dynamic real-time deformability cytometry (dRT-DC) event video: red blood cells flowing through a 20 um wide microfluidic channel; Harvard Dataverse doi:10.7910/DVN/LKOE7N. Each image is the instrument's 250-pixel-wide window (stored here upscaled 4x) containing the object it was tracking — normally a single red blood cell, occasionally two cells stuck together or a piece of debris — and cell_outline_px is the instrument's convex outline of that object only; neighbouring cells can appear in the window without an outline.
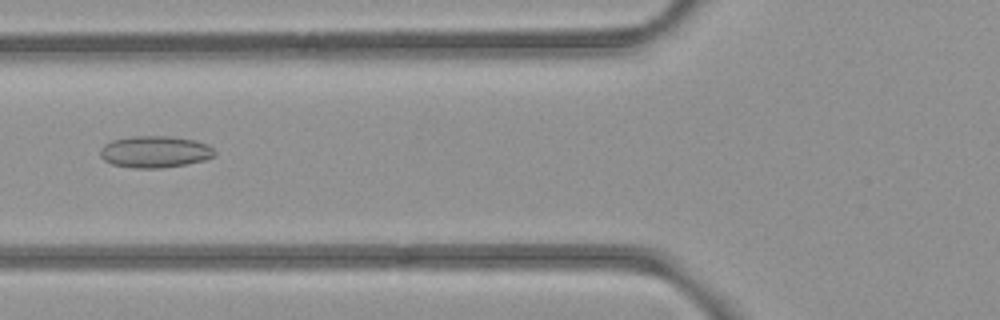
{"species": "common noctule bat (a hibernating species)", "species_latin": "Nyctalus noctula", "temperature_condition": "room temperature", "stored_images_in_passage": 46, "camera_frame_rate_fps": 3000, "um_per_image_px": 0.085, "animal": {"sex": "female", "body_mass_g": 21.9}, "frame": {"image": 1, "passage_image": 17, "time_ms": 5.333, "image_size_px": [1000, 320], "cell_outline_px": [[216, 156], [204, 160], [184, 164], [160, 168], [132, 168], [112, 164], [104, 160], [100, 156], [100, 148], [104, 144], [112, 140], [132, 136], [168, 136], [196, 140], [208, 144], [216, 152]], "centroid_in_image_um": [13.17, 12.89], "position_along_channel_um": 112.6, "area_um2": 21.27}}
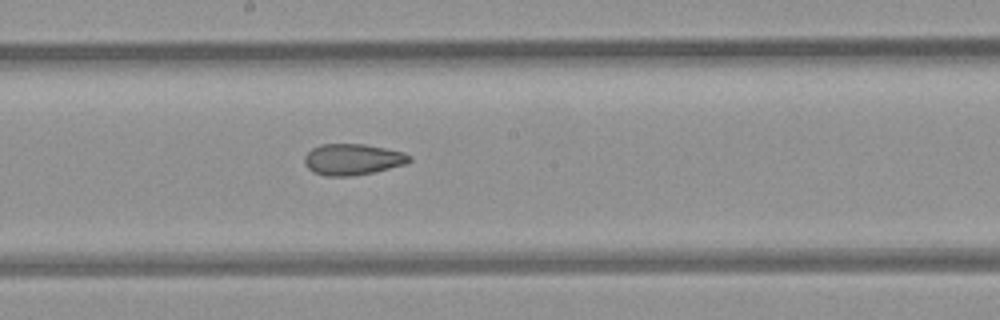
{"frame": {"image": 2, "passage_image": 25, "time_ms": 8.0, "image_size_px": [1000, 320], "cell_outline_px": [[412, 160], [408, 164], [372, 172], [352, 176], [324, 176], [312, 172], [304, 164], [304, 156], [312, 148], [320, 144], [364, 144], [404, 152], [412, 156]], "centroid_in_image_um": [29.97, 13.55], "position_along_channel_um": 218.2, "area_um2": 19.25}}
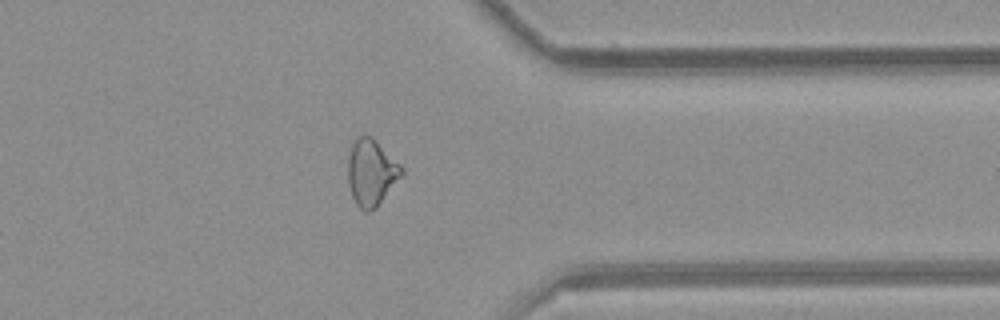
{"frame": {"image": 3, "passage_image": 38, "time_ms": 12.333, "image_size_px": [1000, 320], "cell_outline_px": [[404, 172], [376, 208], [368, 212], [364, 212], [356, 204], [352, 196], [348, 184], [348, 160], [352, 144], [356, 136], [372, 136], [404, 168]], "centroid_in_image_um": [31.55, 14.66], "position_along_channel_um": 379.9, "area_um2": 20.69}}